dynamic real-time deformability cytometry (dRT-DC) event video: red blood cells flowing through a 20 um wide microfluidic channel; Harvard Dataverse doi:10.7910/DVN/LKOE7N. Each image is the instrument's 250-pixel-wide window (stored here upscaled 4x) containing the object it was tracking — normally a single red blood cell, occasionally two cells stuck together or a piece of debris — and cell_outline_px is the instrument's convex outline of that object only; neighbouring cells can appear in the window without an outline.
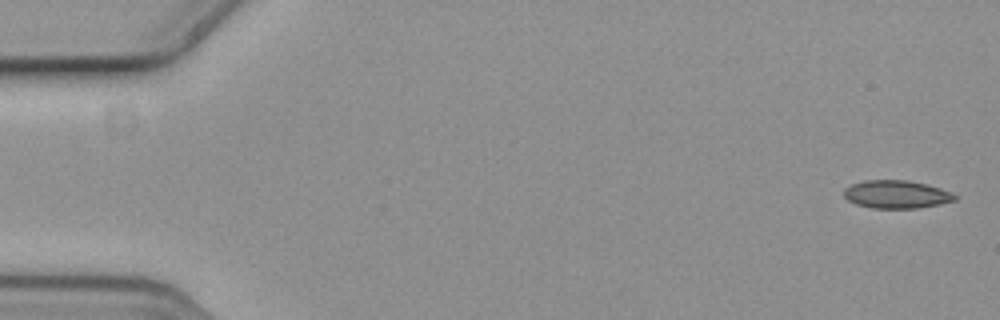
{"species": "common noctule bat (a hibernating species)", "species_latin": "Nyctalus noctula", "temperature_condition": "cold", "stored_images_in_passage": 11, "camera_frame_rate_fps": 3000, "um_per_image_px": 0.085, "animal": {"sex": "female", "body_mass_g": 19.3, "forearm_length_mm": 54.1}, "frame": {"image": 1, "passage_image": 1, "time_ms": 0.0, "image_size_px": [1000, 320], "cell_outline_px": [[956, 200], [940, 204], [916, 208], [872, 208], [856, 204], [848, 200], [844, 196], [844, 188], [852, 184], [864, 180], [904, 180], [924, 184], [940, 188], [956, 196]], "centroid_in_image_um": [76.15, 16.52], "position_along_channel_um": 8.8, "area_um2": 17.86}}
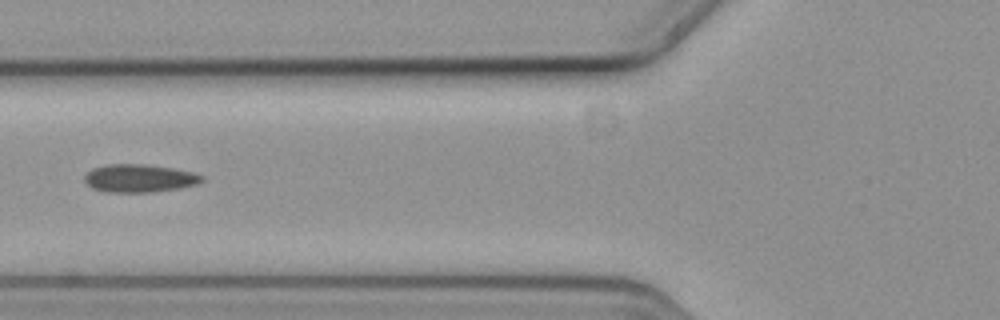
{"frame": {"image": 2, "passage_image": 6, "time_ms": 1.667, "image_size_px": [1000, 320], "cell_outline_px": [[204, 180], [196, 184], [180, 188], [152, 192], [108, 192], [92, 188], [84, 180], [84, 176], [92, 168], [108, 164], [148, 164], [172, 168], [192, 172], [204, 176]], "centroid_in_image_um": [11.85, 15.15], "position_along_channel_um": 114.0, "area_um2": 19.13}}
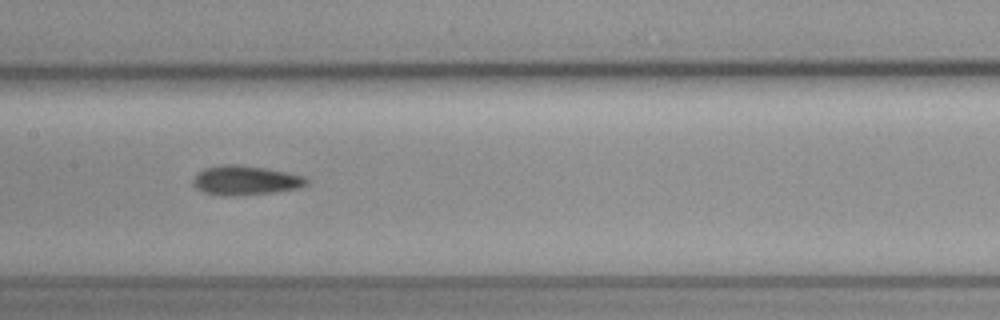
{"frame": {"image": 3, "passage_image": 8, "time_ms": 2.333, "image_size_px": [1000, 320], "cell_outline_px": [[308, 184], [296, 188], [272, 192], [236, 196], [220, 196], [204, 192], [196, 188], [192, 184], [192, 180], [204, 168], [224, 164], [236, 164], [268, 168], [288, 172], [304, 176], [308, 180]], "centroid_in_image_um": [20.85, 15.33], "position_along_channel_um": 186.6, "area_um2": 19.48}}